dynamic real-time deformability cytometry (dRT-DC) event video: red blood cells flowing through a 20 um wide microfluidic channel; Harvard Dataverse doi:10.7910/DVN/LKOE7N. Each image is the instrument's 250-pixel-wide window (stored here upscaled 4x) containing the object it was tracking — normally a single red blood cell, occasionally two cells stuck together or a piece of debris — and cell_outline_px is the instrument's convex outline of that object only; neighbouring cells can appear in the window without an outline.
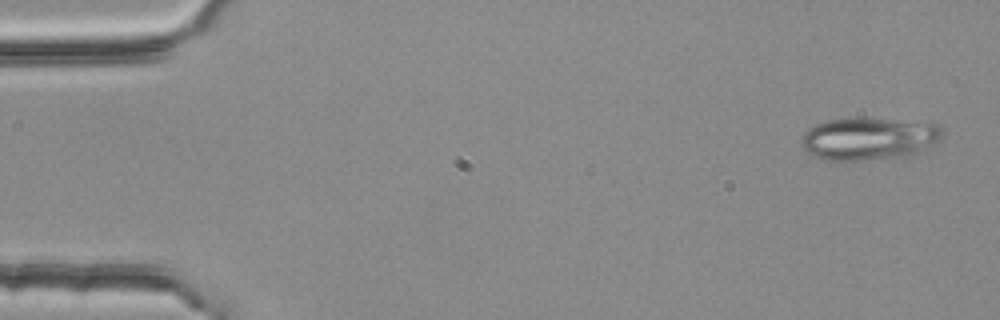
{"species": "common noctule bat (a hibernating species)", "species_latin": "Nyctalus noctula", "temperature_condition": "room temperature", "stored_images_in_passage": 4, "camera_frame_rate_fps": 3000, "um_per_image_px": 0.085, "animal": {"sex": "female", "body_mass_g": 25.1}, "frame": {"image": 1, "passage_image": 1, "time_ms": 0.0, "image_size_px": [1000, 320], "cell_outline_px": [[944, 132], [940, 140], [912, 156], [860, 160], [828, 160], [812, 156], [800, 144], [800, 140], [804, 132], [808, 128], [816, 124], [828, 120], [888, 120], [940, 124]], "centroid_in_image_um": [73.86, 11.82], "position_along_channel_um": 11.1, "area_um2": 34.39}}